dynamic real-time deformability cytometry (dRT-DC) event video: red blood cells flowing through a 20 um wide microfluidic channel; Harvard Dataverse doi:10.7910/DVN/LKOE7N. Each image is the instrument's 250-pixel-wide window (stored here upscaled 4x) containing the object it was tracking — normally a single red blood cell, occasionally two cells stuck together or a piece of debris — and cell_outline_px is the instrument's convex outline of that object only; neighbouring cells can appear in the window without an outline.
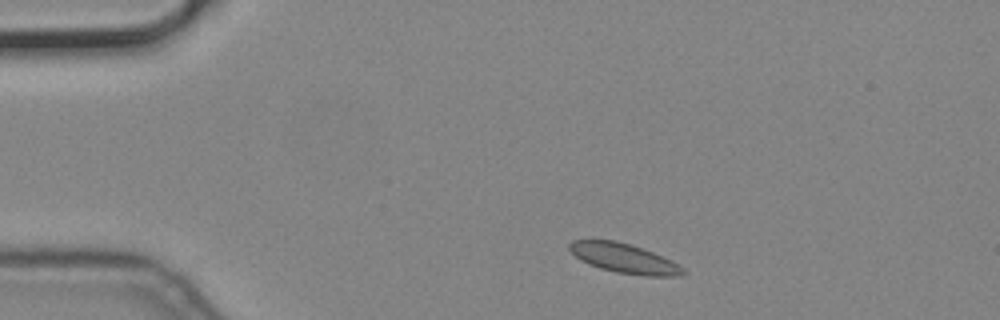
{"species": "common noctule bat (a hibernating species)", "species_latin": "Nyctalus noctula", "temperature_condition": "cold", "stored_images_in_passage": 5, "camera_frame_rate_fps": 3000, "um_per_image_px": 0.085, "animal": {"sex": "male", "body_mass_g": 19.2, "forearm_length_mm": 51.8}, "frame": {"image": 1, "passage_image": 2, "time_ms": 0.333, "image_size_px": [1000, 320], "cell_outline_px": [[688, 272], [676, 276], [644, 276], [616, 272], [600, 268], [588, 264], [580, 260], [568, 248], [568, 244], [572, 240], [616, 240], [652, 252], [672, 260], [684, 268]], "centroid_in_image_um": [53.05, 21.96], "position_along_channel_um": 31.9, "area_um2": 19.48}}
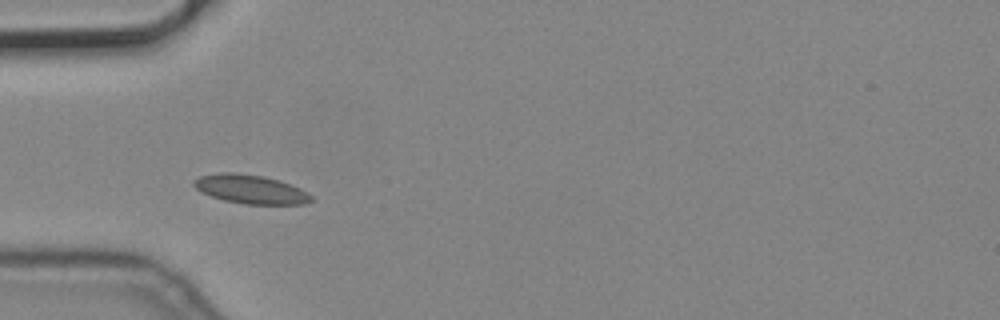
{"frame": {"image": 2, "passage_image": 4, "time_ms": 1.0, "image_size_px": [1000, 320], "cell_outline_px": [[316, 200], [304, 204], [244, 204], [224, 200], [200, 192], [192, 184], [192, 180], [200, 176], [220, 172], [232, 172], [264, 176], [280, 180], [300, 188], [308, 192]], "centroid_in_image_um": [21.32, 16.08], "position_along_channel_um": 63.7, "area_um2": 19.94}}
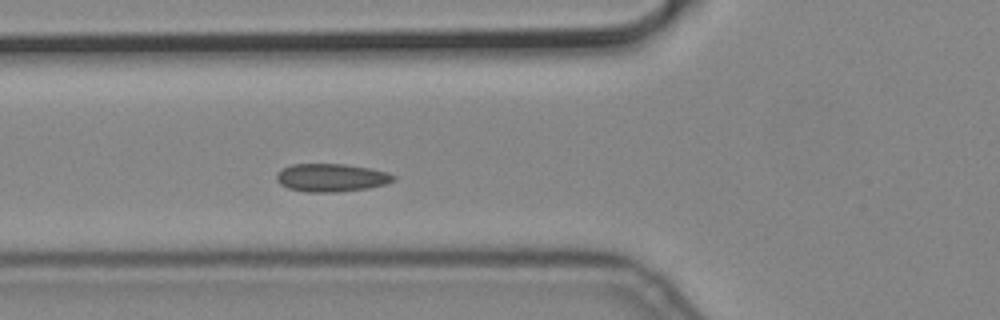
{"frame": {"image": 3, "passage_image": 5, "time_ms": 1.333, "image_size_px": [1000, 320], "cell_outline_px": [[396, 180], [384, 184], [368, 188], [336, 192], [304, 192], [288, 188], [280, 184], [276, 180], [276, 172], [292, 164], [344, 164], [368, 168], [388, 172], [396, 176]], "centroid_in_image_um": [28.14, 15.1], "position_along_channel_um": 97.7, "area_um2": 19.13}}